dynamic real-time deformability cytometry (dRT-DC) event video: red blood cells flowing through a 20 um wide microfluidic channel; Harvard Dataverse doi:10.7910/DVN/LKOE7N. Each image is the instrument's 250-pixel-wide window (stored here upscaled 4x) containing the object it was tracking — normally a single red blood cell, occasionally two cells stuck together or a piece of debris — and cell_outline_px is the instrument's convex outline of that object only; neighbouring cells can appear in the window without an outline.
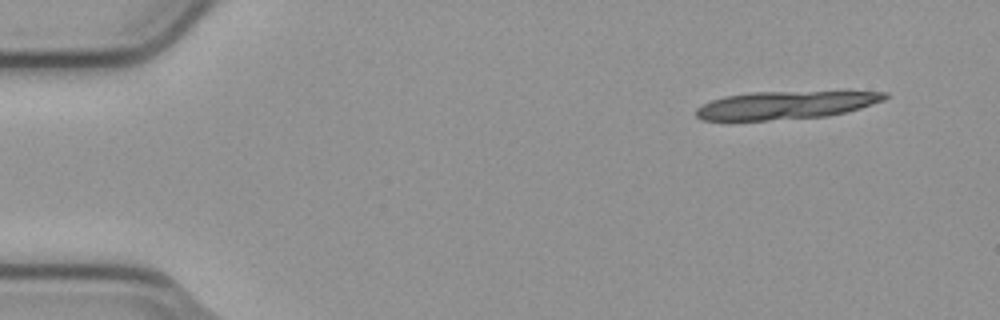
{"species": "common noctule bat (a hibernating species)", "species_latin": "Nyctalus noctula", "temperature_condition": "cold", "stored_images_in_passage": 5, "camera_frame_rate_fps": 3000, "um_per_image_px": 0.085, "animal": {"sex": "male", "body_mass_g": 23.1, "forearm_length_mm": 52.7}, "frame": {"image": 1, "passage_image": 1, "time_ms": 0.0, "image_size_px": [1000, 320], "cell_outline_px": [[888, 96], [884, 100], [860, 108], [828, 116], [768, 120], [704, 120], [696, 116], [696, 108], [712, 100], [724, 96], [752, 92], [888, 92]], "centroid_in_image_um": [66.75, 8.93], "position_along_channel_um": 18.2, "area_um2": 30.29}}